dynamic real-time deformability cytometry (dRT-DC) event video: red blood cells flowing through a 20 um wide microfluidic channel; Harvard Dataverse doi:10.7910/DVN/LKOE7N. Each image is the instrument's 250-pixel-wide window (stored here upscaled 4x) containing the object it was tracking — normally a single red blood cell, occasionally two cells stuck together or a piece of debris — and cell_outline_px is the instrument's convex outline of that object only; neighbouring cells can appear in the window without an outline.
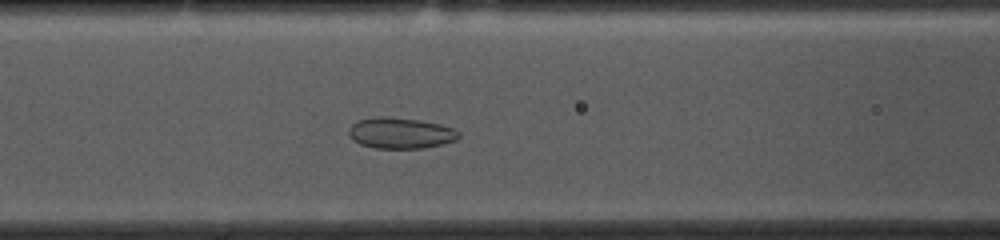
{"species": "common noctule bat (a hibernating species)", "species_latin": "Nyctalus noctula", "temperature_condition": "cold", "stored_images_in_passage": 52, "camera_frame_rate_fps": 3000, "um_per_image_px": 0.085, "animal": {"sex": "female", "body_mass_g": 10.0, "forearm_length_mm": 53.1}, "frame": {"image": 1, "passage_image": 19, "time_ms": 6.0, "image_size_px": [1000, 240], "cell_outline_px": [[460, 136], [456, 140], [424, 148], [376, 148], [360, 144], [352, 140], [348, 136], [348, 128], [356, 120], [376, 116], [384, 116], [420, 120], [440, 124], [452, 128], [460, 132]], "centroid_in_image_um": [34.0, 11.3], "position_along_channel_um": 132.6, "area_um2": 20.0}}
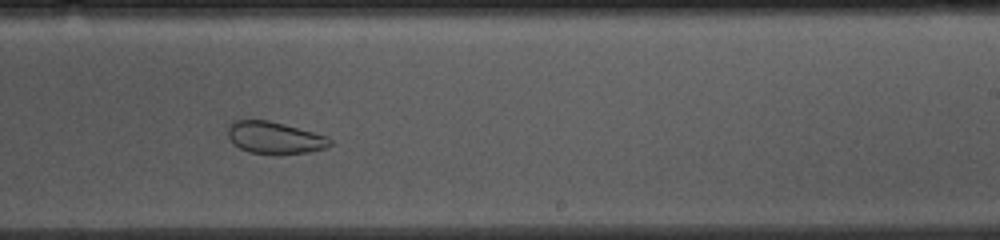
{"frame": {"image": 2, "passage_image": 30, "time_ms": 9.667, "image_size_px": [1000, 240], "cell_outline_px": [[332, 144], [324, 148], [308, 152], [248, 152], [232, 144], [228, 136], [228, 124], [232, 120], [268, 120], [284, 124], [328, 136], [332, 140]], "centroid_in_image_um": [23.31, 11.67], "position_along_channel_um": 265.7, "area_um2": 18.67}}
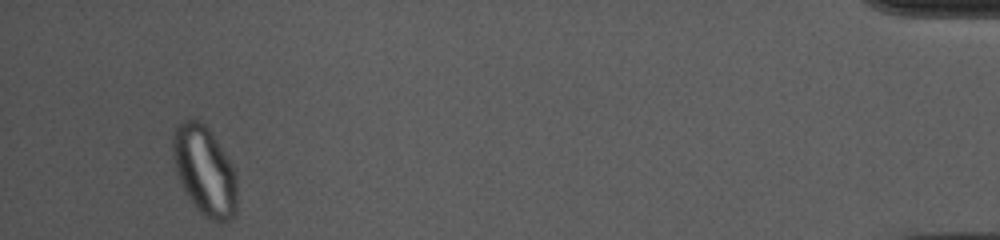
{"frame": {"image": 3, "passage_image": 49, "time_ms": 16.0, "image_size_px": [1000, 240], "cell_outline_px": [[236, 216], [228, 220], [216, 224], [204, 216], [192, 204], [176, 172], [172, 156], [172, 136], [176, 124], [192, 116], [200, 120], [208, 128], [224, 152], [236, 176]], "centroid_in_image_um": [17.36, 14.5], "position_along_channel_um": 417.8, "area_um2": 33.58}, "authors_computed_cell_mechanics": {"area_um2": 25.6921, "velocity_mm_per_s": 3.6391, "shape_relaxation_time_tau1_ms": null, "shape_relaxation_time_tau2_ms": 1.9636, "deformation_change_tau1": null, "deformation_change_tau2": 0.057}}